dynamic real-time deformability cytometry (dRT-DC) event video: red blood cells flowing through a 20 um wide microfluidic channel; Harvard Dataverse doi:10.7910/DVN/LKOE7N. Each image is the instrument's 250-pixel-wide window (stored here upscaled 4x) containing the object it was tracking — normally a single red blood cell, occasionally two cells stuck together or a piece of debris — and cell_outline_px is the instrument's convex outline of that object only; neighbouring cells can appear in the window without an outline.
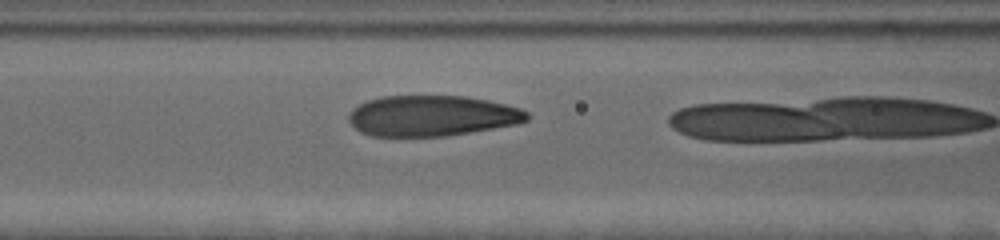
{"species": "human", "species_latin": "Homo sapiens", "temperature_condition": "cold", "stored_images_in_passage": 20, "camera_frame_rate_fps": 3000, "um_per_image_px": 0.085, "donor": {"sex": "female"}, "frame": {"image": 1, "passage_image": 19, "time_ms": 6.0, "image_size_px": [1000, 240], "cell_outline_px": [[528, 120], [516, 124], [444, 136], [372, 136], [360, 132], [348, 120], [348, 116], [352, 108], [368, 100], [384, 96], [464, 96], [488, 100], [520, 108], [528, 112]], "centroid_in_image_um": [36.69, 9.84], "position_along_channel_um": 129.9, "area_um2": 42.02}}